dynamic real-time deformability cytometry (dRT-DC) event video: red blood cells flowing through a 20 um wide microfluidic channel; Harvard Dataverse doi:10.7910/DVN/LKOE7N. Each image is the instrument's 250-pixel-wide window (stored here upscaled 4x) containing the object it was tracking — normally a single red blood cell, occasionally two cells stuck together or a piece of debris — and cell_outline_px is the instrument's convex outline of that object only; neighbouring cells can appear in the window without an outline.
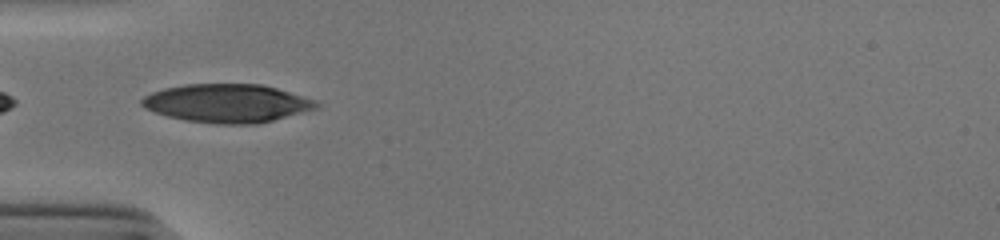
{"species": "human", "species_latin": "Homo sapiens", "temperature_condition": "cold", "stored_images_in_passage": 4, "camera_frame_rate_fps": 3000, "um_per_image_px": 0.085, "donor": {"sex": "male"}, "frame": {"image": 1, "passage_image": 1, "time_ms": 0.0, "image_size_px": [1000, 240], "cell_outline_px": [[320, 108], [256, 124], [216, 124], [184, 120], [168, 116], [144, 108], [140, 104], [140, 100], [144, 96], [152, 92], [164, 88], [184, 84], [260, 84], [276, 88], [316, 100], [320, 104]], "centroid_in_image_um": [19.3, 8.78], "position_along_channel_um": 65.7, "area_um2": 39.13}}